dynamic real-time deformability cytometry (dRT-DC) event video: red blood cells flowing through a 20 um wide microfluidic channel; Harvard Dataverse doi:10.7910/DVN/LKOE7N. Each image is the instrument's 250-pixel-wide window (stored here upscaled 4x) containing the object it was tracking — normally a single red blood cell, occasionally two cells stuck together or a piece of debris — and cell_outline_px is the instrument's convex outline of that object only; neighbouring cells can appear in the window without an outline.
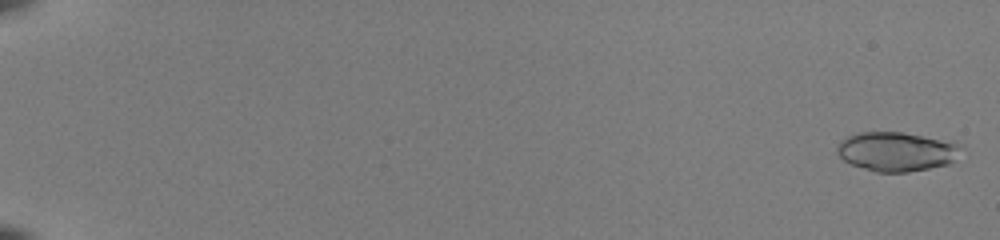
{"species": "common noctule bat (a hibernating species)", "species_latin": "Nyctalus noctula", "temperature_condition": "room temperature", "stored_images_in_passage": 54, "camera_frame_rate_fps": 3000, "um_per_image_px": 0.085, "animal": {"sex": "female", "body_mass_g": 22.0, "forearm_length_mm": 56.7}, "frame": {"image": 1, "passage_image": 2, "time_ms": 0.333, "image_size_px": [1000, 240], "cell_outline_px": [[956, 148], [952, 160], [948, 164], [908, 172], [876, 172], [852, 164], [844, 160], [836, 152], [836, 148], [840, 140], [856, 132], [904, 132], [940, 140], [956, 144]], "centroid_in_image_um": [76.05, 12.88], "position_along_channel_um": 9.0, "area_um2": 27.51}}
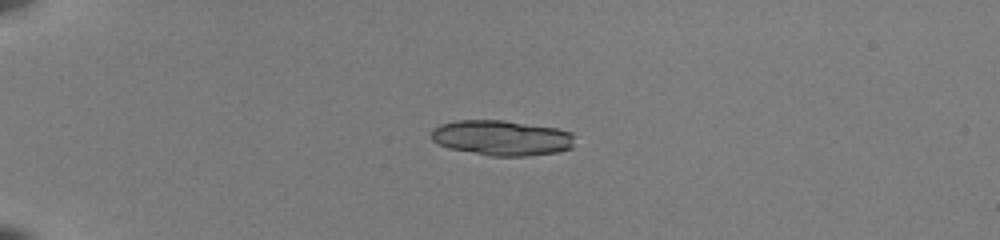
{"frame": {"image": 2, "passage_image": 16, "time_ms": 5.0, "image_size_px": [1000, 240], "cell_outline_px": [[572, 148], [556, 152], [528, 156], [492, 156], [448, 148], [432, 140], [432, 128], [440, 124], [456, 120], [504, 120], [556, 128], [572, 132]], "centroid_in_image_um": [42.62, 11.71], "position_along_channel_um": 42.4, "area_um2": 29.42}, "authors_computed_cell_mechanics": {"area_um2": 27.6573, "velocity_mm_per_s": 4.0403, "shape_relaxation_time_tau1_ms": 1.0296, "shape_relaxation_time_tau2_ms": 1.6458, "deformation_change_tau1": 0.3159, "deformation_change_tau2": 0.0984}}